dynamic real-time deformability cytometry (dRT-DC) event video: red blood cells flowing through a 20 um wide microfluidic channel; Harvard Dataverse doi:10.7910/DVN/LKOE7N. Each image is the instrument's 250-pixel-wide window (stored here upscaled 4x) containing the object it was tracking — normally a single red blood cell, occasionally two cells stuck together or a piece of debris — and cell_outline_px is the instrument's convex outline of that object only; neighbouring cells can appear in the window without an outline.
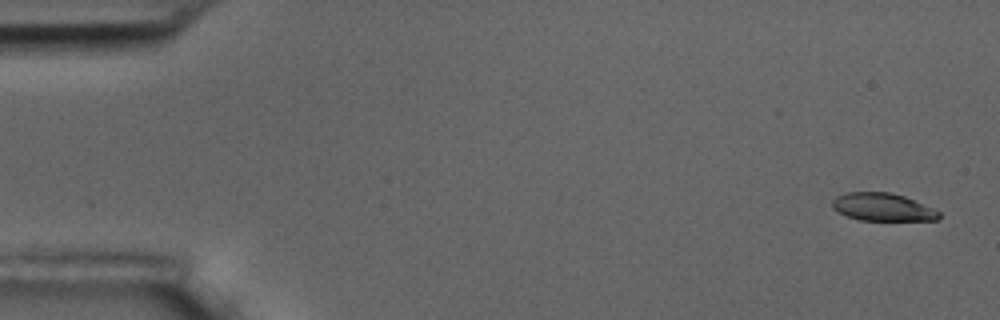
{"species": "common noctule bat (a hibernating species)", "species_latin": "Nyctalus noctula", "temperature_condition": "room temperature", "stored_images_in_passage": 11, "camera_frame_rate_fps": 3000, "um_per_image_px": 0.085, "animal": {"sex": "male", "body_mass_g": 17.5, "forearm_length_mm": 52.3}, "frame": {"image": 1, "passage_image": 1, "time_ms": 0.0, "image_size_px": [1000, 320], "cell_outline_px": [[940, 216], [936, 220], [860, 220], [848, 216], [832, 208], [832, 200], [836, 196], [848, 192], [892, 192], [904, 196], [932, 208], [940, 212]], "centroid_in_image_um": [75.01, 17.59], "position_along_channel_um": 10.0, "area_um2": 17.11}}
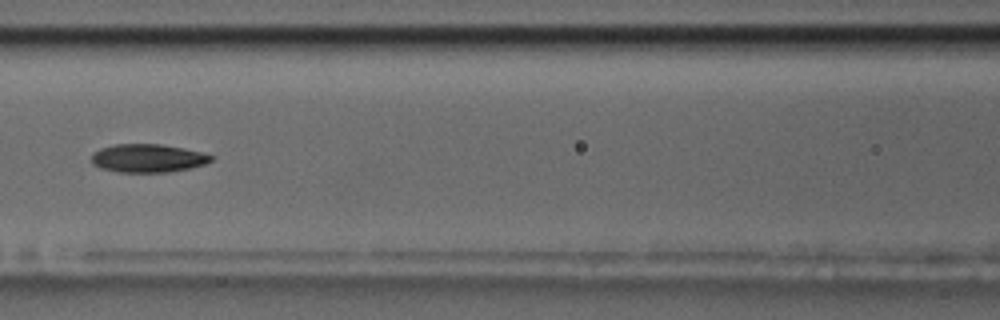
{"frame": {"image": 2, "passage_image": 7, "time_ms": 7.667, "image_size_px": [1000, 320], "cell_outline_px": [[212, 160], [204, 164], [192, 168], [168, 172], [120, 172], [100, 168], [92, 164], [92, 152], [100, 148], [116, 144], [160, 144], [200, 152], [212, 156]], "centroid_in_image_um": [12.52, 13.45], "position_along_channel_um": 154.1, "area_um2": 19.59}}
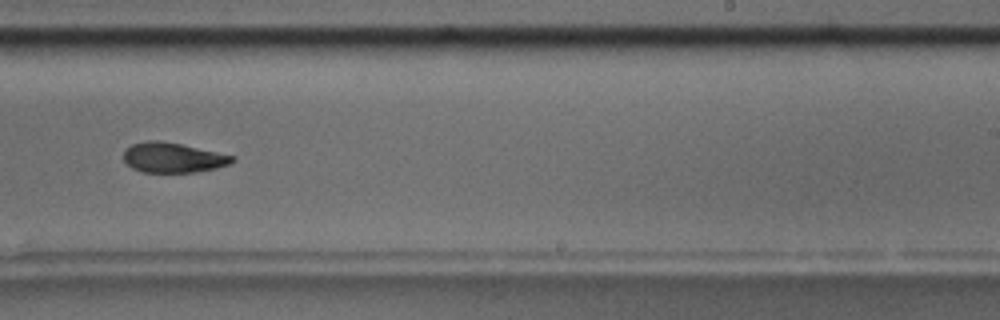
{"frame": {"image": 3, "passage_image": 10, "time_ms": 11.0, "image_size_px": [1000, 320], "cell_outline_px": [[236, 160], [228, 164], [216, 168], [196, 172], [144, 172], [132, 168], [124, 160], [124, 148], [132, 144], [148, 140], [160, 140], [180, 144], [236, 156]], "centroid_in_image_um": [14.7, 13.39], "position_along_channel_um": 274.3, "area_um2": 18.96}}